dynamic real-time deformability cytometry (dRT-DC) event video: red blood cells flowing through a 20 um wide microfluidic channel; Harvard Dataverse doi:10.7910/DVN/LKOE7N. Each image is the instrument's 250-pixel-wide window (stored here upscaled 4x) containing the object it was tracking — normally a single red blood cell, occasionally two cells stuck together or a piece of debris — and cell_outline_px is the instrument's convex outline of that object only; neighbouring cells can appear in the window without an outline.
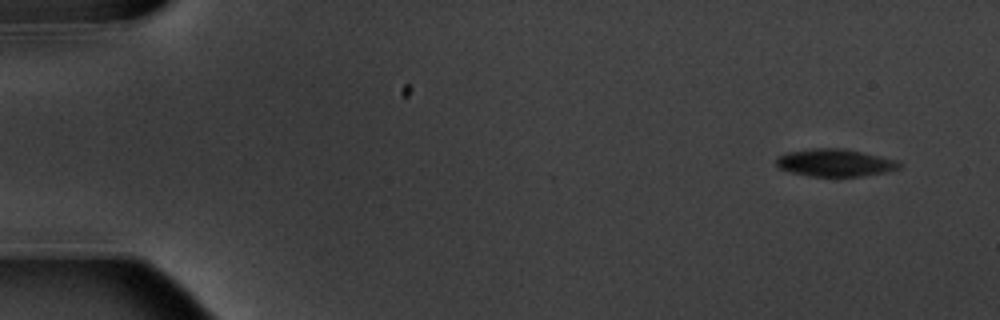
{"species": "common noctule bat (a hibernating species)", "species_latin": "Nyctalus noctula", "temperature_condition": "warm", "stored_images_in_passage": 5, "camera_frame_rate_fps": 3000, "um_per_image_px": 0.085, "animal": {"sex": "male", "body_mass_g": 20.1, "forearm_length_mm": 53.5}, "frame": {"image": 1, "passage_image": 1, "time_ms": 0.0, "image_size_px": [1000, 320], "cell_outline_px": [[900, 168], [884, 172], [860, 176], [808, 176], [792, 172], [780, 168], [776, 164], [776, 156], [784, 152], [812, 148], [840, 148], [860, 152], [896, 160], [900, 164]], "centroid_in_image_um": [70.89, 13.82], "position_along_channel_um": 14.1, "area_um2": 19.48}}
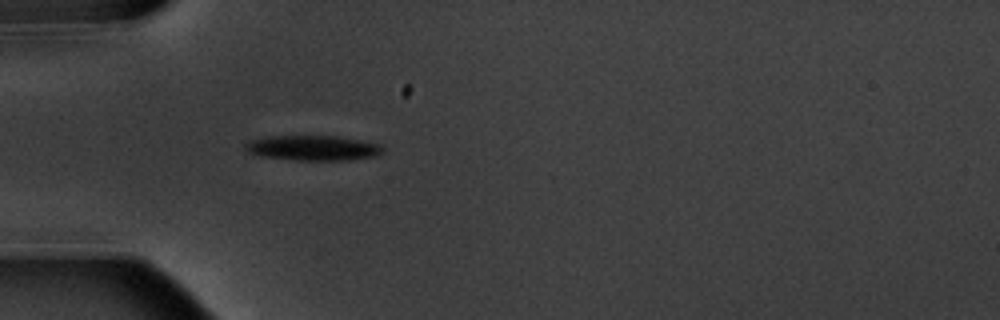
{"frame": {"image": 2, "passage_image": 5, "time_ms": 4.667, "image_size_px": [1000, 320], "cell_outline_px": [[384, 152], [376, 156], [352, 160], [296, 160], [256, 156], [248, 152], [244, 148], [244, 144], [248, 140], [268, 136], [336, 136], [360, 140], [380, 144], [384, 148]], "centroid_in_image_um": [26.57, 12.58], "position_along_channel_um": 58.4, "area_um2": 20.4}}